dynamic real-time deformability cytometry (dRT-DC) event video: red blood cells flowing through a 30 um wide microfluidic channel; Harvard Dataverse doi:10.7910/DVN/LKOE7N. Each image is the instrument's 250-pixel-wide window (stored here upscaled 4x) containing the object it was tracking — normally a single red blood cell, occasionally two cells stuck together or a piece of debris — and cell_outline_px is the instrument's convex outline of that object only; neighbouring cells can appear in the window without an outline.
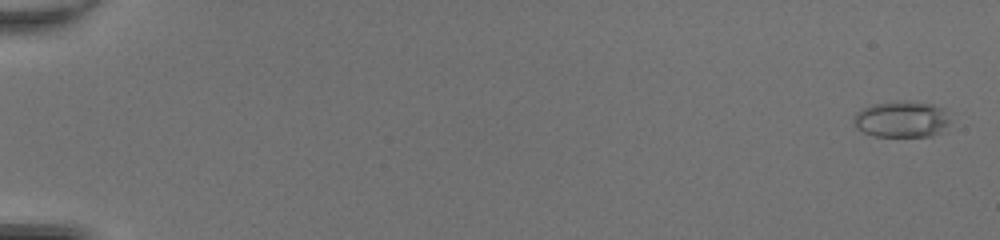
{"species": "common noctule bat (a hibernating species)", "species_latin": "Nyctalus noctula", "temperature_condition": "room temperature", "stored_images_in_passage": 51, "camera_frame_rate_fps": 3000, "um_per_image_px": 0.085, "animal": {"sex": "female", "body_mass_g": 20.0, "forearm_length_mm": 54.0}, "frame": {"image": 1, "passage_image": 2, "time_ms": 0.333, "image_size_px": [1000, 240], "cell_outline_px": [[956, 112], [944, 132], [932, 136], [872, 136], [856, 128], [852, 120], [856, 112], [872, 104], [896, 100], [912, 100], [932, 104]], "centroid_in_image_um": [76.76, 10.11], "position_along_channel_um": 8.2, "area_um2": 21.44}}
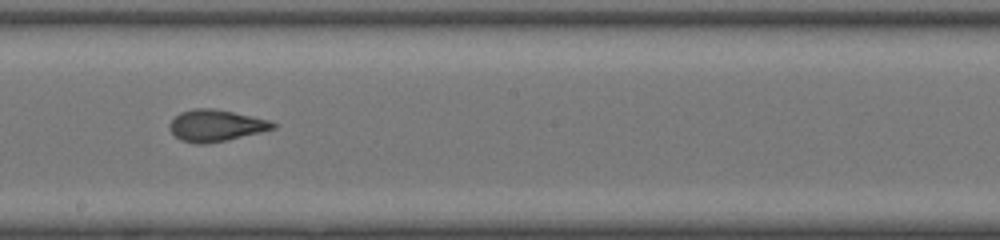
{"frame": {"image": 2, "passage_image": 31, "time_ms": 10.0, "image_size_px": [1000, 240], "cell_outline_px": [[276, 128], [260, 132], [224, 140], [204, 144], [196, 144], [180, 140], [168, 128], [168, 124], [180, 112], [192, 108], [212, 108], [252, 116], [268, 120], [276, 124]], "centroid_in_image_um": [18.3, 10.66], "position_along_channel_um": 229.9, "area_um2": 18.84}}
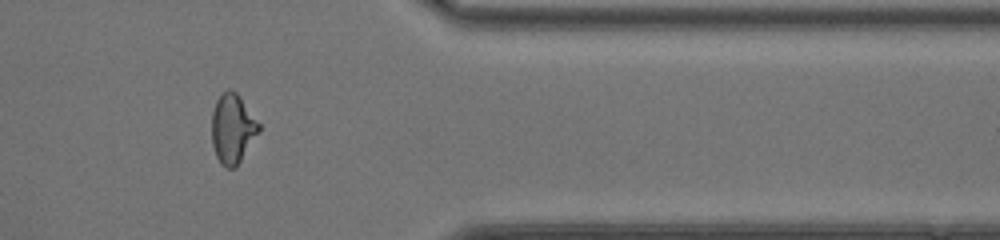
{"frame": {"image": 3, "passage_image": 43, "time_ms": 14.0, "image_size_px": [1000, 240], "cell_outline_px": [[260, 132], [236, 168], [224, 168], [220, 164], [216, 156], [212, 144], [212, 112], [216, 100], [228, 88], [236, 92], [240, 96], [260, 124]], "centroid_in_image_um": [19.77, 10.96], "position_along_channel_um": 391.6, "area_um2": 19.31}, "authors_computed_cell_mechanics": {"area_um2": 19.3052, "velocity_mm_per_s": 4.3471, "shape_relaxation_time_tau1_ms": null, "shape_relaxation_time_tau2_ms": 0.9906, "deformation_change_tau1": null, "deformation_change_tau2": 0.0676}}